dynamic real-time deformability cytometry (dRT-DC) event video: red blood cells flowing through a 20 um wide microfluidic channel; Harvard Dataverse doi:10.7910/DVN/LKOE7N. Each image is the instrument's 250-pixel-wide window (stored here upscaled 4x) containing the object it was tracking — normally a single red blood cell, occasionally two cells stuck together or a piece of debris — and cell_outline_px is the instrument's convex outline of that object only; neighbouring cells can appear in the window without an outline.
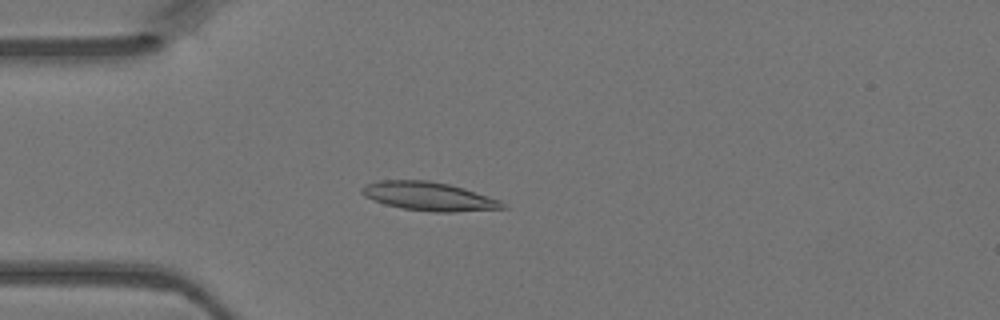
{"species": "Egyptian fruit bat (a non-hibernating species)", "species_latin": "Rousettus aegyptiacus", "temperature_condition": "warm", "stored_images_in_passage": 46, "camera_frame_rate_fps": 3000, "um_per_image_px": 0.085, "animal": {"sex": "female"}, "frame": {"image": 1, "passage_image": 12, "time_ms": 3.667, "image_size_px": [1000, 320], "cell_outline_px": [[508, 208], [456, 212], [432, 212], [400, 208], [384, 204], [372, 200], [364, 196], [360, 192], [360, 188], [364, 184], [380, 180], [428, 180], [448, 184], [464, 188], [500, 200], [508, 204]], "centroid_in_image_um": [36.44, 16.69], "position_along_channel_um": 48.6, "area_um2": 23.81}}
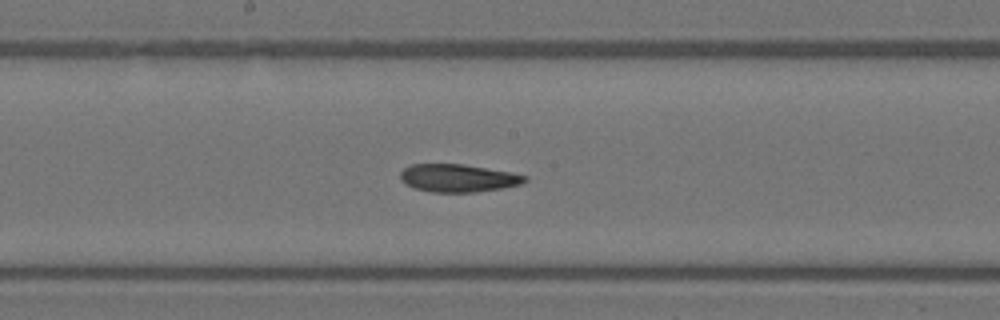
{"frame": {"image": 2, "passage_image": 24, "time_ms": 7.667, "image_size_px": [1000, 320], "cell_outline_px": [[528, 180], [520, 184], [500, 188], [476, 192], [432, 192], [416, 188], [400, 180], [400, 172], [404, 168], [412, 164], [464, 164], [508, 172], [528, 176]], "centroid_in_image_um": [38.92, 15.13], "position_along_channel_um": 209.3, "area_um2": 19.94}}
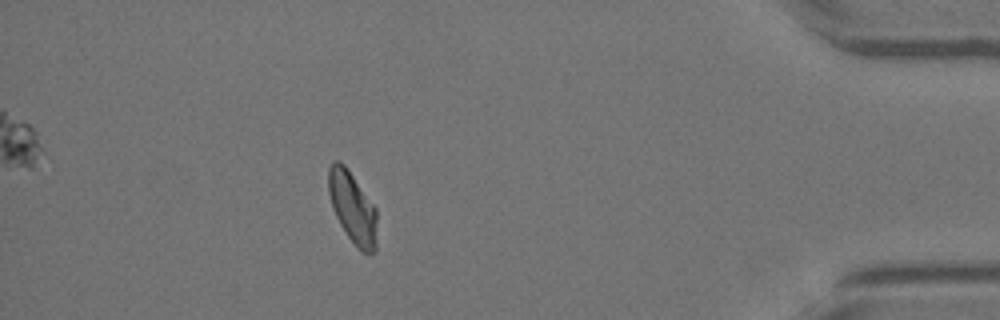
{"frame": {"image": 3, "passage_image": 41, "time_ms": 13.333, "image_size_px": [1000, 320], "cell_outline_px": [[376, 248], [372, 252], [360, 252], [356, 248], [340, 224], [332, 208], [328, 192], [328, 168], [332, 160], [340, 160], [344, 164], [376, 208]], "centroid_in_image_um": [29.94, 17.62], "position_along_channel_um": 405.3, "area_um2": 20.17}}